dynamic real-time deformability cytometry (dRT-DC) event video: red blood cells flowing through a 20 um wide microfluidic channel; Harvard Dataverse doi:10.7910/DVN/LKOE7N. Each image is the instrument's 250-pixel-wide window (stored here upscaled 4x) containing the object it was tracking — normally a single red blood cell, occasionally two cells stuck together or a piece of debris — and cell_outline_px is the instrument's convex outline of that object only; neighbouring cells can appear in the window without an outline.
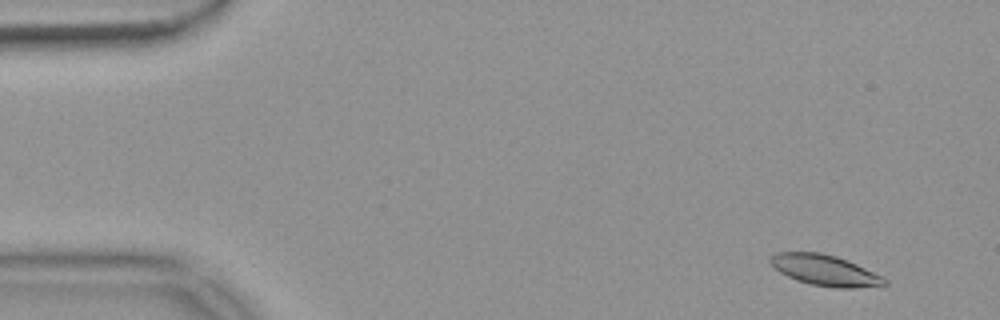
{"species": "common noctule bat (a hibernating species)", "species_latin": "Nyctalus noctula", "temperature_condition": "warm", "stored_images_in_passage": 55, "camera_frame_rate_fps": 3000, "um_per_image_px": 0.085, "animal": {"sex": "female", "body_mass_g": 18.4}, "frame": {"image": 1, "passage_image": 4, "time_ms": 1.0, "image_size_px": [1000, 320], "cell_outline_px": [[888, 284], [856, 288], [836, 288], [812, 284], [796, 280], [780, 272], [768, 260], [768, 256], [776, 252], [820, 252], [836, 256], [848, 260], [884, 276], [888, 280]], "centroid_in_image_um": [70.14, 22.96], "position_along_channel_um": 14.9, "area_um2": 20.63}}
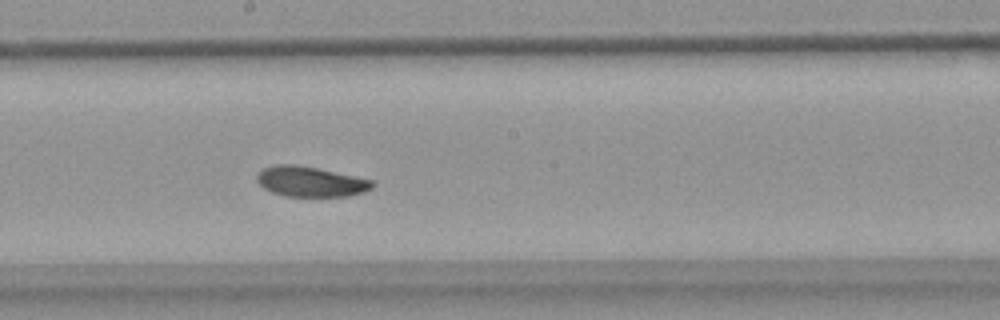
{"frame": {"image": 2, "passage_image": 30, "time_ms": 9.667, "image_size_px": [1000, 320], "cell_outline_px": [[376, 184], [372, 188], [364, 192], [348, 196], [284, 196], [272, 192], [264, 188], [256, 180], [256, 176], [264, 168], [276, 164], [296, 164], [316, 168], [372, 180]], "centroid_in_image_um": [26.39, 15.44], "position_along_channel_um": 221.8, "area_um2": 20.17}}
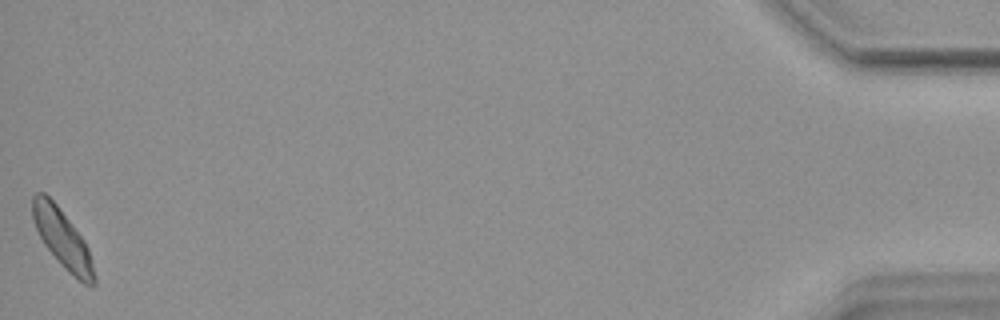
{"frame": {"image": 3, "passage_image": 55, "time_ms": 18.0, "image_size_px": [1000, 320], "cell_outline_px": [[96, 284], [92, 288], [84, 284], [68, 272], [60, 264], [44, 244], [36, 228], [32, 216], [32, 196], [36, 192], [44, 192], [56, 204], [84, 240], [88, 248], [96, 276]], "centroid_in_image_um": [5.32, 20.33], "position_along_channel_um": 429.9, "area_um2": 20.87}, "authors_computed_cell_mechanics": {"area_um2": 20.6924, "velocity_mm_per_s": 3.6567, "shape_relaxation_time_tau1_ms": 2.9699, "shape_relaxation_time_tau2_ms": null, "deformation_change_tau1": 0.1185, "deformation_change_tau2": null}}